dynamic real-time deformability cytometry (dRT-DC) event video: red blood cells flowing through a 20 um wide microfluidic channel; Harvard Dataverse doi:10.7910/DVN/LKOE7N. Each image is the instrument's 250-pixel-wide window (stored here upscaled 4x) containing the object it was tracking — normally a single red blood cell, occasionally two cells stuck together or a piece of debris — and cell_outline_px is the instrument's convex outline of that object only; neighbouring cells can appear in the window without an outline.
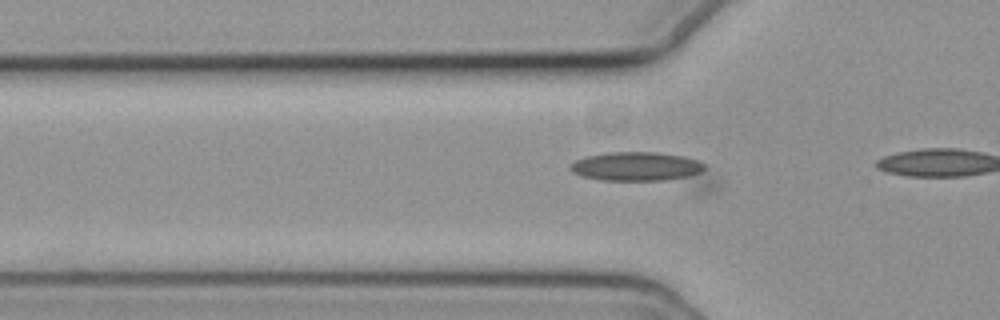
{"species": "common noctule bat (a hibernating species)", "species_latin": "Nyctalus noctula", "temperature_condition": "cold", "stored_images_in_passage": 27, "camera_frame_rate_fps": 3000, "um_per_image_px": 0.085, "animal": {"sex": "female", "body_mass_g": 19.3, "forearm_length_mm": 54.1}, "frame": {"image": 1, "passage_image": 6, "time_ms": 1.667, "image_size_px": [1000, 320], "cell_outline_px": [[724, 180], [720, 188], [712, 192], [696, 192], [604, 180], [584, 176], [572, 172], [568, 168], [576, 160], [588, 156], [608, 152], [656, 152], [684, 156], [696, 160], [704, 164]], "centroid_in_image_um": [55.23, 14.5], "position_along_channel_um": 70.6, "area_um2": 30.63}}
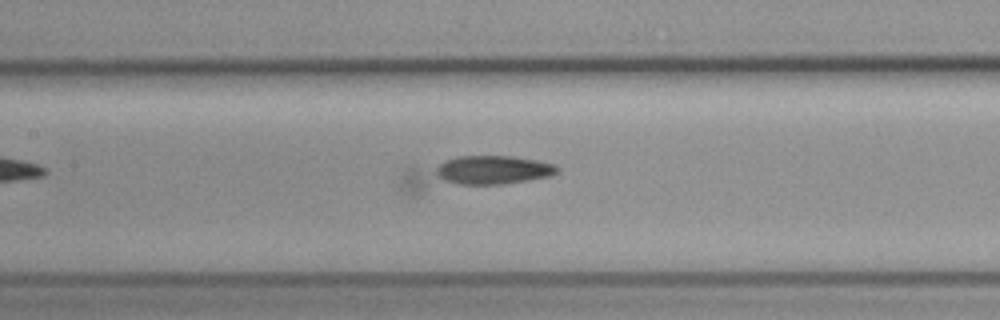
{"frame": {"image": 2, "passage_image": 17, "time_ms": 5.333, "image_size_px": [1000, 320], "cell_outline_px": [[560, 172], [552, 176], [504, 184], [416, 196], [408, 196], [400, 192], [400, 184], [404, 168], [456, 156], [512, 156], [536, 160], [556, 164], [560, 168]], "centroid_in_image_um": [40.08, 14.76], "position_along_channel_um": 167.3, "area_um2": 31.15}}